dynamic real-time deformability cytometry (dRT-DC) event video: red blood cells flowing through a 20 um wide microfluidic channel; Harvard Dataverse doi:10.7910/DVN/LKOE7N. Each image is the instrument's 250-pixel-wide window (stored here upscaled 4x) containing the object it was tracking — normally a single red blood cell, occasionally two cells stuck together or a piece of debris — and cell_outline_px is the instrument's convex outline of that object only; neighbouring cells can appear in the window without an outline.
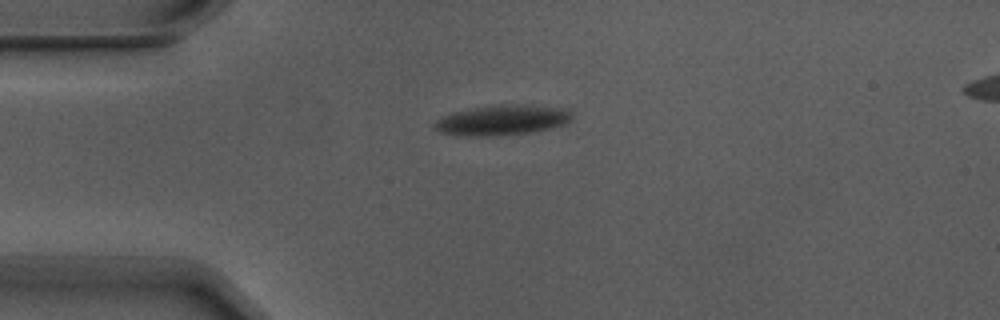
{"species": "Egyptian fruit bat (a non-hibernating species)", "species_latin": "Rousettus aegyptiacus", "temperature_condition": "warm", "stored_images_in_passage": 6, "camera_frame_rate_fps": 3000, "um_per_image_px": 0.085, "animal": {"sex": "male"}, "frame": {"image": 1, "passage_image": 6, "time_ms": 1.667, "image_size_px": [1000, 320], "cell_outline_px": [[572, 120], [564, 124], [552, 128], [528, 132], [500, 136], [464, 136], [436, 132], [432, 128], [432, 124], [440, 116], [452, 112], [492, 104], [500, 104], [564, 108], [572, 116]], "centroid_in_image_um": [42.56, 10.22], "position_along_channel_um": 42.4, "area_um2": 24.33}}